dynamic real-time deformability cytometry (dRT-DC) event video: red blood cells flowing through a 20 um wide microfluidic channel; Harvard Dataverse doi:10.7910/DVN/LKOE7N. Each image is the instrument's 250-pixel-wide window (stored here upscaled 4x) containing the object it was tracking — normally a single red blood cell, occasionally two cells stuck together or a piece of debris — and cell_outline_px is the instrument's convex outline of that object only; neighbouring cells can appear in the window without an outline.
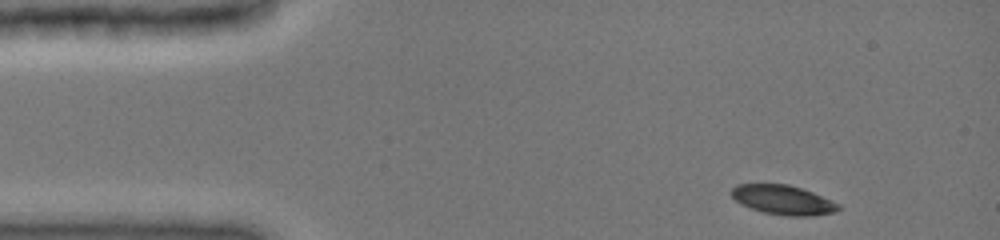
{"species": "common noctule bat (a hibernating species)", "species_latin": "Nyctalus noctula", "temperature_condition": "cold", "stored_images_in_passage": 39, "camera_frame_rate_fps": 3000, "um_per_image_px": 0.085, "animal": {"sex": "female", "body_mass_g": 19.0, "forearm_length_mm": 51.5}, "frame": {"image": 1, "passage_image": 1, "time_ms": 0.0, "image_size_px": [1000, 240], "cell_outline_px": [[844, 208], [836, 212], [816, 216], [788, 216], [764, 212], [740, 204], [728, 192], [736, 184], [788, 184], [812, 192], [832, 200], [840, 204]], "centroid_in_image_um": [66.6, 17.0], "position_along_channel_um": 18.4, "area_um2": 18.55}}
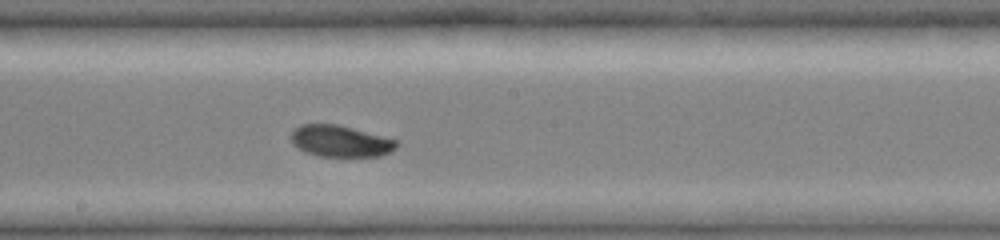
{"frame": {"image": 2, "passage_image": 22, "time_ms": 7.0, "image_size_px": [1000, 240], "cell_outline_px": [[400, 144], [396, 148], [380, 156], [320, 156], [304, 152], [296, 148], [292, 144], [292, 132], [300, 124], [336, 124], [352, 128], [396, 140]], "centroid_in_image_um": [28.9, 12.0], "position_along_channel_um": 219.3, "area_um2": 19.19}}
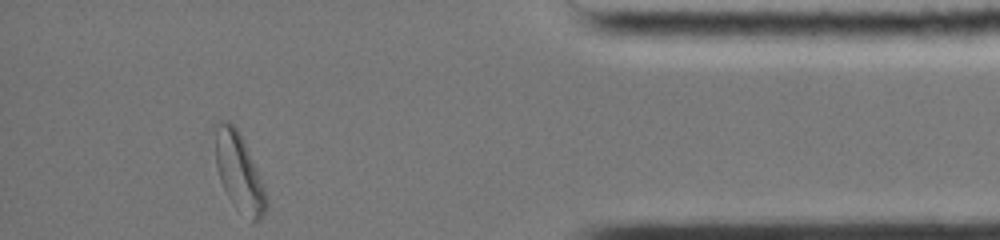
{"frame": {"image": 3, "passage_image": 39, "time_ms": 12.667, "image_size_px": [1000, 240], "cell_outline_px": [[268, 204], [264, 216], [260, 220], [252, 220], [236, 208], [232, 204], [220, 180], [216, 168], [212, 124], [220, 116], [228, 120], [236, 128], [248, 152], [264, 188]], "centroid_in_image_um": [20.23, 14.54], "position_along_channel_um": 415.0, "area_um2": 23.29}, "authors_computed_cell_mechanics": {"area_um2": 19.8832, "velocity_mm_per_s": 3.9789, "shape_relaxation_time_tau1_ms": 2.7275, "shape_relaxation_time_tau2_ms": null, "deformation_change_tau1": 0.1081, "deformation_change_tau2": null}}